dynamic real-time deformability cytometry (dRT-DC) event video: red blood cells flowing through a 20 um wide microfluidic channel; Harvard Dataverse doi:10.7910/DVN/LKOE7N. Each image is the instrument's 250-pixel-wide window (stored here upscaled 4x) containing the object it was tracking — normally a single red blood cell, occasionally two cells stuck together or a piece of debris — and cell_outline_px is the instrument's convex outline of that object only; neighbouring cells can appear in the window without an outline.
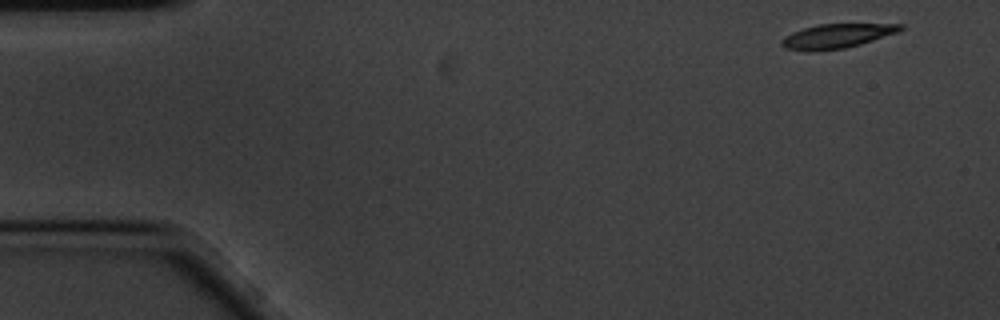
{"species": "common noctule bat (a hibernating species)", "species_latin": "Nyctalus noctula", "temperature_condition": "cold", "stored_images_in_passage": 55, "camera_frame_rate_fps": 3000, "um_per_image_px": 0.085, "animal": {"sex": "male", "body_mass_g": 20.1, "forearm_length_mm": 53.5}, "frame": {"image": 1, "passage_image": 1, "time_ms": 0.0, "image_size_px": [1000, 320], "cell_outline_px": [[904, 28], [900, 32], [860, 44], [844, 48], [812, 52], [808, 52], [784, 48], [780, 44], [780, 40], [784, 36], [792, 32], [804, 28], [820, 24], [904, 24]], "centroid_in_image_um": [71.11, 3.07], "position_along_channel_um": 13.9, "area_um2": 16.99}}
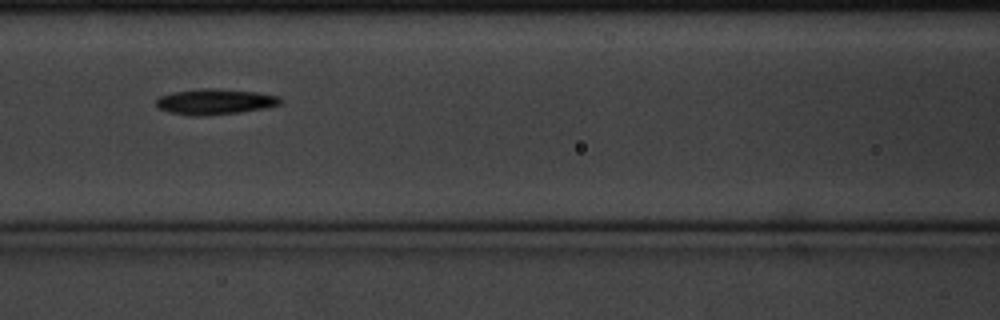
{"frame": {"image": 2, "passage_image": 22, "time_ms": 7.0, "image_size_px": [1000, 320], "cell_outline_px": [[280, 104], [264, 108], [236, 112], [200, 116], [196, 116], [172, 112], [160, 108], [156, 104], [156, 100], [160, 96], [172, 92], [200, 88], [208, 88], [256, 92], [276, 96], [280, 100]], "centroid_in_image_um": [18.22, 8.63], "position_along_channel_um": 148.4, "area_um2": 17.98}}
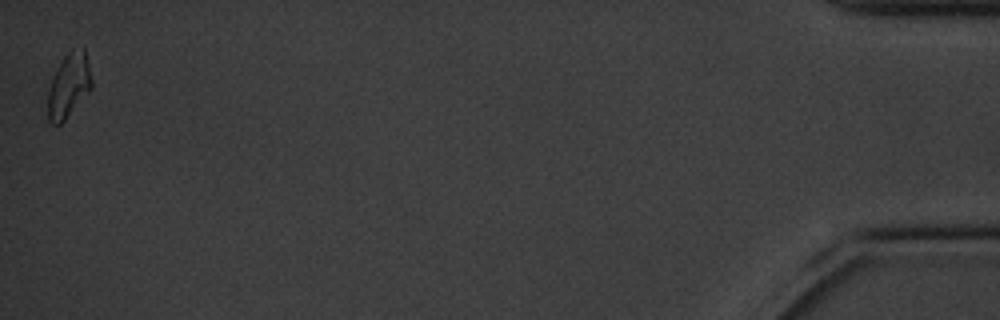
{"frame": {"image": 3, "passage_image": 55, "time_ms": 18.0, "image_size_px": [1000, 320], "cell_outline_px": [[92, 88], [64, 120], [60, 124], [52, 124], [48, 120], [48, 88], [52, 76], [64, 56], [72, 48], [84, 44], [88, 60], [92, 80]], "centroid_in_image_um": [5.86, 7.19], "position_along_channel_um": 429.3, "area_um2": 16.65}, "authors_computed_cell_mechanics": {"area_um2": 17.2244, "velocity_mm_per_s": 3.4182, "shape_relaxation_time_tau1_ms": 3.5572, "shape_relaxation_time_tau2_ms": null, "deformation_change_tau1": 0.1413, "deformation_change_tau2": null}}